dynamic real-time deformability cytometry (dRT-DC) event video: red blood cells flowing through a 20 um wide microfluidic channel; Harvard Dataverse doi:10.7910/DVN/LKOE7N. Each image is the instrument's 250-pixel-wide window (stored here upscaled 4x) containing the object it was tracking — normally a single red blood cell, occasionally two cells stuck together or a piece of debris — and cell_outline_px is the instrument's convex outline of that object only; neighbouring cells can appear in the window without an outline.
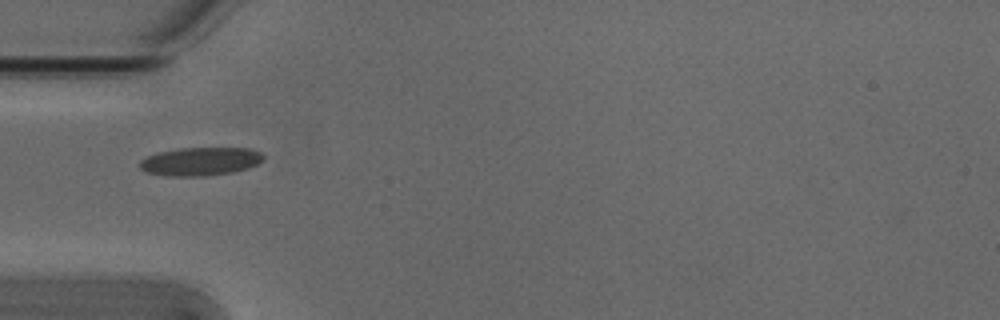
{"species": "Egyptian fruit bat (a non-hibernating species)", "species_latin": "Rousettus aegyptiacus", "temperature_condition": "cold", "stored_images_in_passage": 3, "camera_frame_rate_fps": 3000, "um_per_image_px": 0.085, "animal": {"sex": "male"}, "frame": {"image": 1, "passage_image": 1, "time_ms": 0.0, "image_size_px": [1000, 320], "cell_outline_px": [[264, 160], [248, 168], [232, 172], [204, 176], [164, 176], [148, 172], [140, 168], [140, 160], [156, 152], [180, 148], [248, 148], [260, 152], [264, 156]], "centroid_in_image_um": [17.02, 13.72], "position_along_channel_um": 68.0, "area_um2": 20.4}}
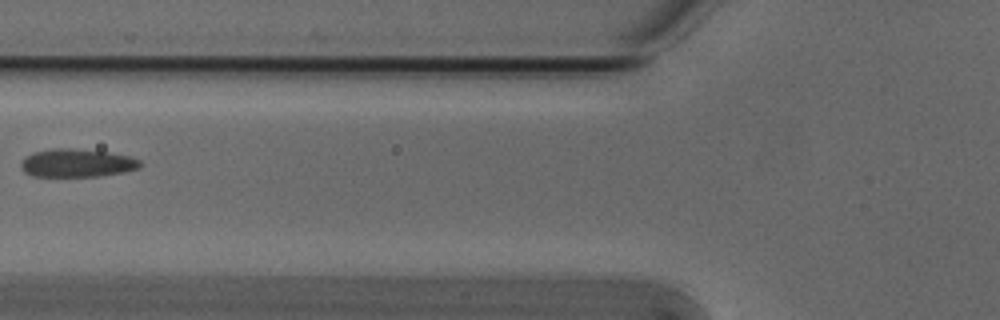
{"frame": {"image": 2, "passage_image": 2, "time_ms": 0.333, "image_size_px": [1000, 320], "cell_outline_px": [[140, 168], [124, 172], [100, 176], [32, 176], [24, 172], [20, 168], [20, 164], [32, 152], [52, 148], [72, 148], [108, 152], [128, 156], [140, 160]], "centroid_in_image_um": [6.53, 13.85], "position_along_channel_um": 119.3, "area_um2": 19.54}}